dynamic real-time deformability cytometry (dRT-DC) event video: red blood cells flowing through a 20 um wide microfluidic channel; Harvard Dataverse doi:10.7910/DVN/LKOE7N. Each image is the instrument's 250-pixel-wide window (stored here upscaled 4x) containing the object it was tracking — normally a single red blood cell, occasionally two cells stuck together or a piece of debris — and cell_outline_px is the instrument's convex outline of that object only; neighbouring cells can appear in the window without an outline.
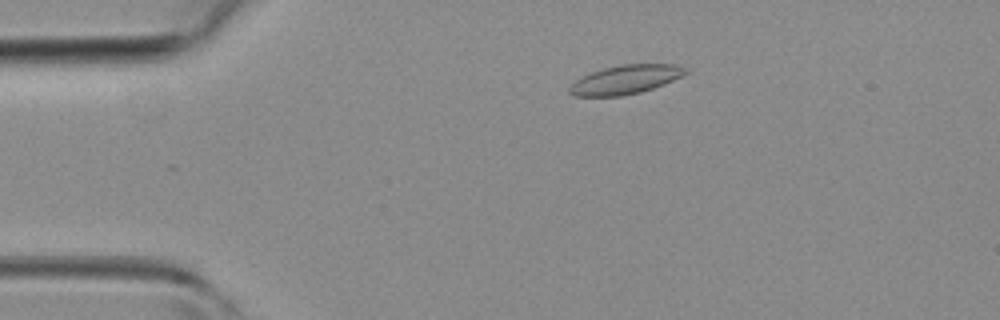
{"species": "common noctule bat (a hibernating species)", "species_latin": "Nyctalus noctula", "temperature_condition": "room temperature", "stored_images_in_passage": 41, "camera_frame_rate_fps": 3000, "um_per_image_px": 0.085, "animal": {"sex": "female", "body_mass_g": 19.3, "forearm_length_mm": 54.1}, "frame": {"image": 1, "passage_image": 8, "time_ms": 2.333, "image_size_px": [1000, 320], "cell_outline_px": [[692, 72], [664, 84], [640, 92], [620, 96], [572, 96], [568, 92], [568, 88], [576, 80], [592, 72], [604, 68], [620, 64], [676, 64], [692, 68]], "centroid_in_image_um": [53.25, 6.75], "position_along_channel_um": 31.8, "area_um2": 19.77}}
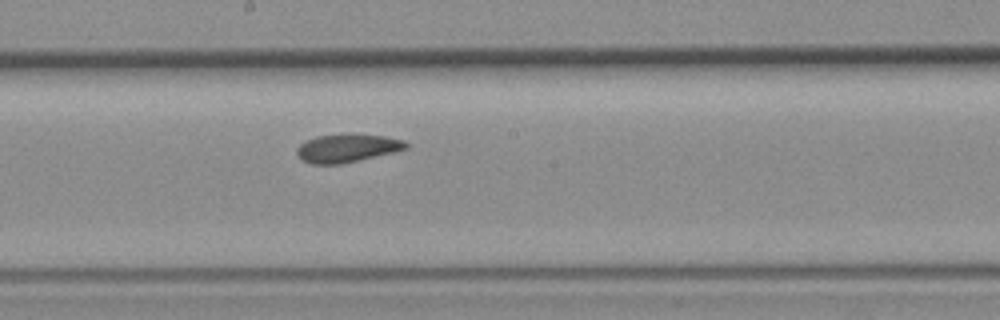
{"frame": {"image": 2, "passage_image": 23, "time_ms": 7.333, "image_size_px": [1000, 320], "cell_outline_px": [[408, 148], [360, 160], [340, 164], [312, 164], [304, 160], [296, 152], [296, 148], [300, 144], [316, 136], [344, 132], [348, 132], [384, 136], [404, 140], [408, 144]], "centroid_in_image_um": [29.51, 12.56], "position_along_channel_um": 218.7, "area_um2": 18.15}}
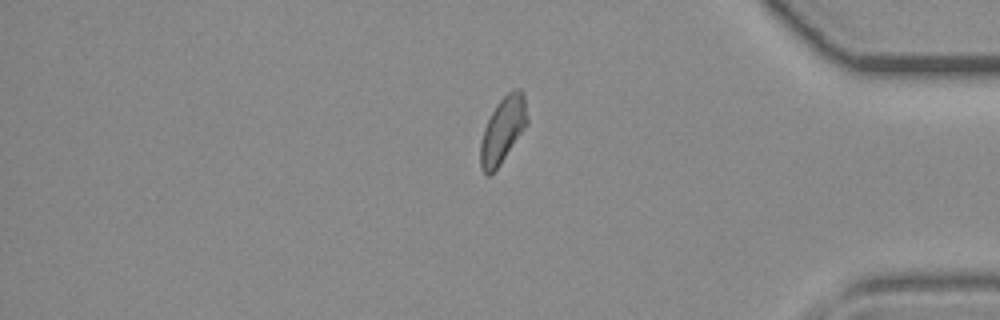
{"frame": {"image": 3, "passage_image": 36, "time_ms": 11.667, "image_size_px": [1000, 320], "cell_outline_px": [[528, 124], [500, 164], [488, 176], [480, 168], [480, 144], [484, 128], [496, 104], [512, 88], [520, 88], [524, 92], [528, 120]], "centroid_in_image_um": [42.75, 11.01], "position_along_channel_um": 392.4, "area_um2": 17.98}}